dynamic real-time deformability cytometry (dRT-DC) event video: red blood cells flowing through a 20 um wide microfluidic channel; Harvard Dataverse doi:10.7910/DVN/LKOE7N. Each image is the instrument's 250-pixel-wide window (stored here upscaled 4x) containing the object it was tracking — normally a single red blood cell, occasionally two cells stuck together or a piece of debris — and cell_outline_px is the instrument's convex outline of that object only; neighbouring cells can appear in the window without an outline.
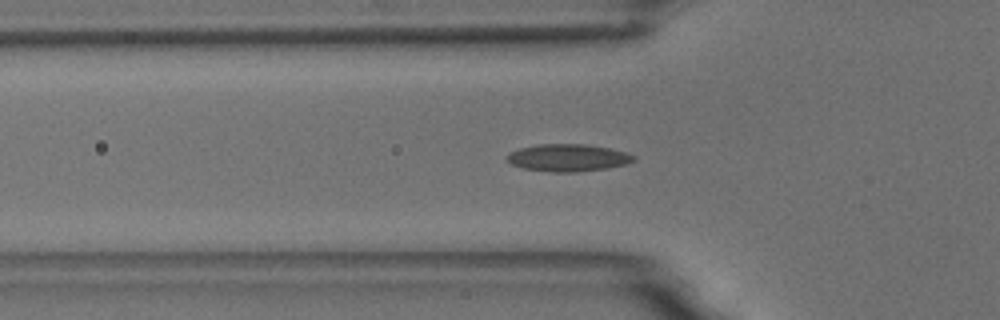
{"species": "common noctule bat (a hibernating species)", "species_latin": "Nyctalus noctula", "temperature_condition": "room temperature", "stored_images_in_passage": 44, "camera_frame_rate_fps": 3000, "um_per_image_px": 0.085, "animal": {"sex": "male", "body_mass_g": 18.8}, "frame": {"image": 1, "passage_image": 6, "time_ms": 1.667, "image_size_px": [1000, 320], "cell_outline_px": [[636, 160], [628, 164], [608, 168], [576, 172], [552, 172], [524, 168], [512, 164], [504, 160], [512, 152], [520, 148], [536, 144], [584, 144], [608, 148], [624, 152], [636, 156]], "centroid_in_image_um": [48.3, 13.41], "position_along_channel_um": 77.5, "area_um2": 20.11}}
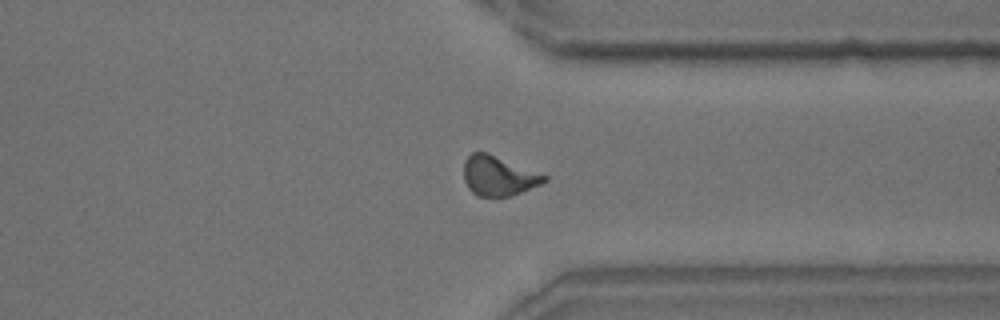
{"frame": {"image": 2, "passage_image": 30, "time_ms": 9.667, "image_size_px": [1000, 320], "cell_outline_px": [[548, 180], [540, 184], [512, 196], [476, 196], [468, 188], [464, 180], [464, 160], [472, 152], [488, 152], [548, 176]], "centroid_in_image_um": [42.35, 14.94], "position_along_channel_um": 369.0, "area_um2": 18.67}}
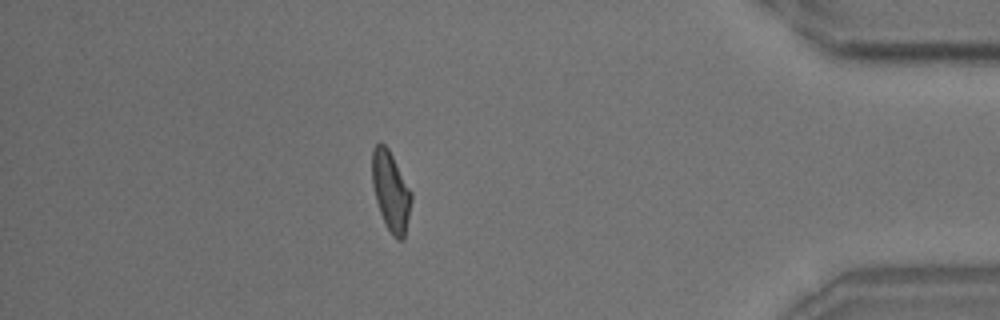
{"frame": {"image": 3, "passage_image": 36, "time_ms": 11.667, "image_size_px": [1000, 320], "cell_outline_px": [[412, 200], [404, 240], [396, 240], [392, 236], [380, 212], [376, 200], [372, 184], [372, 148], [380, 140], [388, 148], [412, 192]], "centroid_in_image_um": [33.22, 16.25], "position_along_channel_um": 402.0, "area_um2": 18.26}, "authors_computed_cell_mechanics": {"area_um2": 18.4093, "velocity_mm_per_s": 3.6476, "shape_relaxation_time_tau1_ms": 6.1916, "shape_relaxation_time_tau2_ms": 0.9759, "deformation_change_tau1": 0.1549, "deformation_change_tau2": 0.0739}}